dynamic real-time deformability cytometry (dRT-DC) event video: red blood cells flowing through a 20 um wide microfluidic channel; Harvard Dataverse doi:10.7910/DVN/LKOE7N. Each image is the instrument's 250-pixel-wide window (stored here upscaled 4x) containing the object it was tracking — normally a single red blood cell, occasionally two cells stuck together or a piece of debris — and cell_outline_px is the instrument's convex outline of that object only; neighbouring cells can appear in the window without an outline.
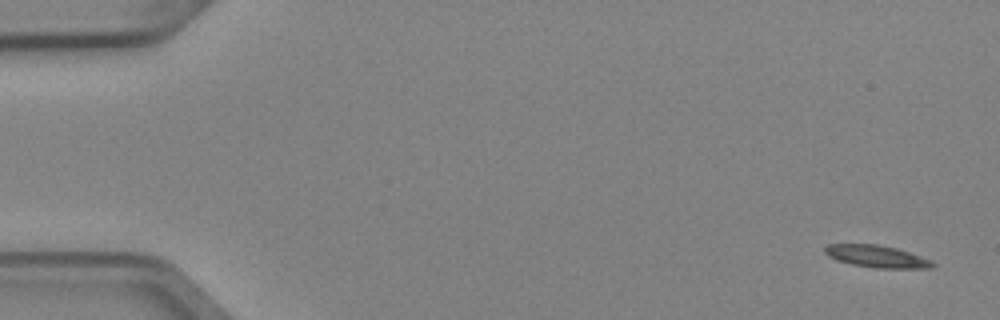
{"species": "Egyptian fruit bat (a non-hibernating species)", "species_latin": "Rousettus aegyptiacus", "temperature_condition": "cold", "stored_images_in_passage": 3, "camera_frame_rate_fps": 3000, "um_per_image_px": 0.085, "animal": {"sex": "female"}, "frame": {"image": 1, "passage_image": 1, "time_ms": 0.0, "image_size_px": [1000, 320], "cell_outline_px": [[936, 264], [932, 268], [876, 268], [852, 264], [836, 260], [828, 256], [824, 252], [824, 248], [828, 244], [876, 244], [896, 248], [932, 260]], "centroid_in_image_um": [74.52, 21.79], "position_along_channel_um": 10.5, "area_um2": 13.87}}